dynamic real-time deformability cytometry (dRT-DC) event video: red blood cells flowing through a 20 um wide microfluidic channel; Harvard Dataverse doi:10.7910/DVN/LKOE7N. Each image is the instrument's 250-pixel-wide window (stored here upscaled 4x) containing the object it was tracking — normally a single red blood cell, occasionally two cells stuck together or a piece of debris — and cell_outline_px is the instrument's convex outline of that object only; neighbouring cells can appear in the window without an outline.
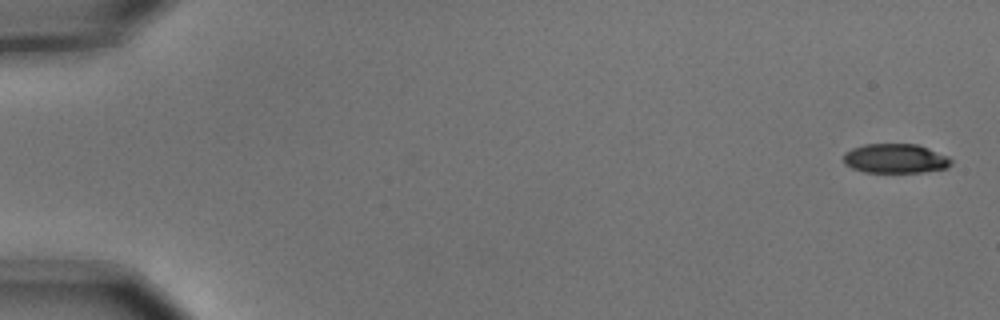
{"species": "common noctule bat (a hibernating species)", "species_latin": "Nyctalus noctula", "temperature_condition": "cold", "stored_images_in_passage": 7, "camera_frame_rate_fps": 3000, "um_per_image_px": 0.085, "animal": {"sex": "male", "body_mass_g": 15.6}, "frame": {"image": 1, "passage_image": 1, "time_ms": 0.0, "image_size_px": [1000, 320], "cell_outline_px": [[952, 164], [948, 168], [924, 172], [864, 172], [852, 168], [844, 164], [844, 152], [852, 148], [864, 144], [916, 144], [928, 148], [948, 156], [952, 160]], "centroid_in_image_um": [76.11, 13.48], "position_along_channel_um": 8.9, "area_um2": 18.55}}
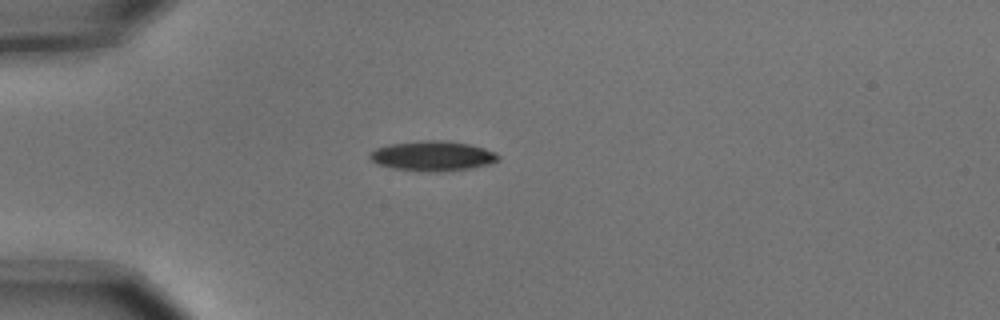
{"frame": {"image": 2, "passage_image": 5, "time_ms": 1.333, "image_size_px": [1000, 320], "cell_outline_px": [[500, 160], [492, 164], [472, 168], [440, 172], [420, 172], [392, 168], [376, 164], [368, 156], [376, 148], [388, 144], [420, 140], [440, 140], [468, 144], [484, 148], [496, 152], [500, 156]], "centroid_in_image_um": [36.79, 13.27], "position_along_channel_um": 48.2, "area_um2": 22.77}}
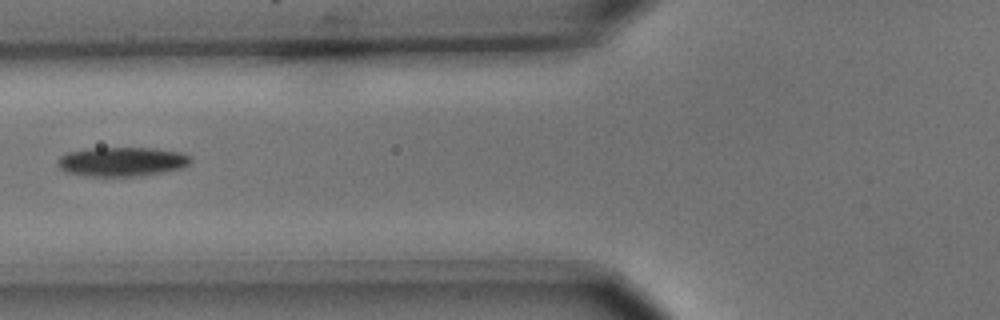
{"frame": {"image": 3, "passage_image": 7, "time_ms": 2.0, "image_size_px": [1000, 320], "cell_outline_px": [[192, 160], [184, 168], [144, 176], [84, 176], [64, 172], [56, 164], [56, 160], [60, 156], [68, 152], [88, 148], [152, 148], [184, 152], [192, 156]], "centroid_in_image_um": [10.38, 13.74], "position_along_channel_um": 115.4, "area_um2": 23.18}}